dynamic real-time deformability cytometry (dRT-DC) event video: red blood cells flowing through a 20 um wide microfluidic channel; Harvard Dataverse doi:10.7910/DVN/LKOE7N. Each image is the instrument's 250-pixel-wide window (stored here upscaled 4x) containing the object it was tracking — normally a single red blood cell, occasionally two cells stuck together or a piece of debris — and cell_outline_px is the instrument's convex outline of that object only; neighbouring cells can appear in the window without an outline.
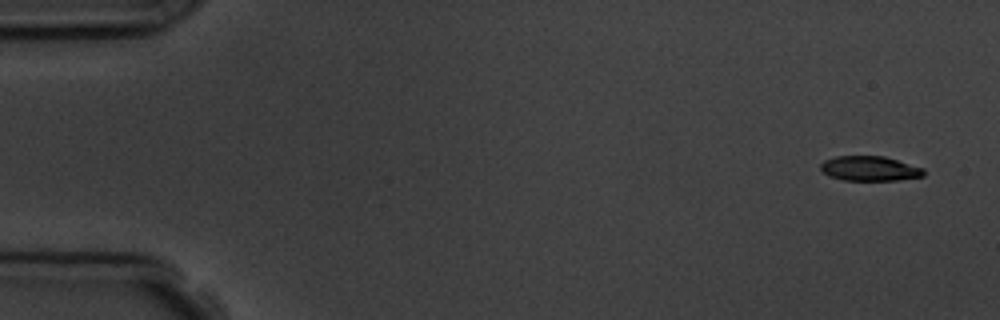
{"species": "common noctule bat (a hibernating species)", "species_latin": "Nyctalus noctula", "temperature_condition": "room temperature", "stored_images_in_passage": 4, "camera_frame_rate_fps": 3000, "um_per_image_px": 0.085, "animal": {"sex": "male", "body_mass_g": 19.5, "forearm_length_mm": 54.6}, "frame": {"image": 1, "passage_image": 1, "time_ms": 0.0, "image_size_px": [1000, 320], "cell_outline_px": [[924, 176], [900, 180], [844, 180], [828, 176], [820, 168], [820, 164], [824, 160], [836, 156], [884, 156], [924, 168]], "centroid_in_image_um": [73.92, 14.32], "position_along_channel_um": 11.1, "area_um2": 14.91}}
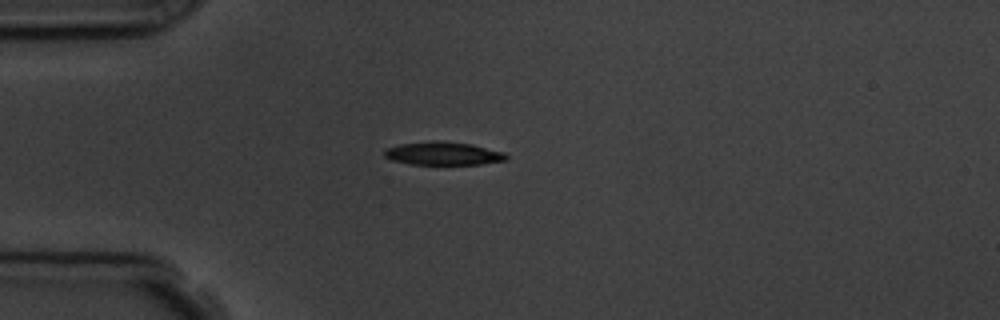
{"frame": {"image": 2, "passage_image": 4, "time_ms": 4.0, "image_size_px": [1000, 320], "cell_outline_px": [[508, 160], [480, 164], [408, 164], [392, 160], [384, 156], [384, 148], [400, 144], [432, 140], [436, 140], [472, 144], [504, 152], [508, 156]], "centroid_in_image_um": [37.66, 13.04], "position_along_channel_um": 47.3, "area_um2": 16.59}}